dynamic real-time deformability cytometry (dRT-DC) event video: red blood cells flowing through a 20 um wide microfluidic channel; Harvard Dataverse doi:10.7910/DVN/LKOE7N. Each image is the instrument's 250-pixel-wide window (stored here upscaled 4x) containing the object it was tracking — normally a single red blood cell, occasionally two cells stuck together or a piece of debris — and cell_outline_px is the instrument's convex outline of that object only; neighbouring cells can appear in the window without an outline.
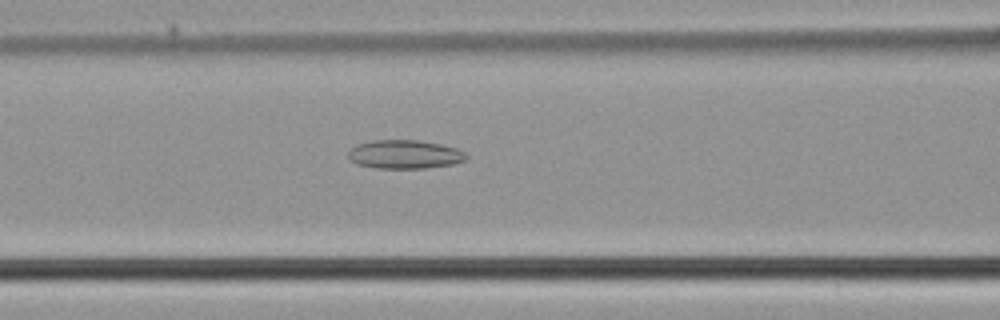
{"species": "common noctule bat (a hibernating species)", "species_latin": "Nyctalus noctula", "temperature_condition": "cold", "stored_images_in_passage": 29, "camera_frame_rate_fps": 3000, "um_per_image_px": 0.085, "animal": {"sex": "male", "body_mass_g": 21.5, "forearm_length_mm": 52.0}, "frame": {"image": 1, "passage_image": 13, "time_ms": 4.0, "image_size_px": [1000, 320], "cell_outline_px": [[468, 156], [464, 160], [452, 164], [424, 168], [376, 168], [356, 164], [348, 156], [348, 152], [356, 144], [372, 140], [416, 140], [440, 144], [456, 148], [464, 152]], "centroid_in_image_um": [34.37, 13.12], "position_along_channel_um": 132.2, "area_um2": 19.59}}
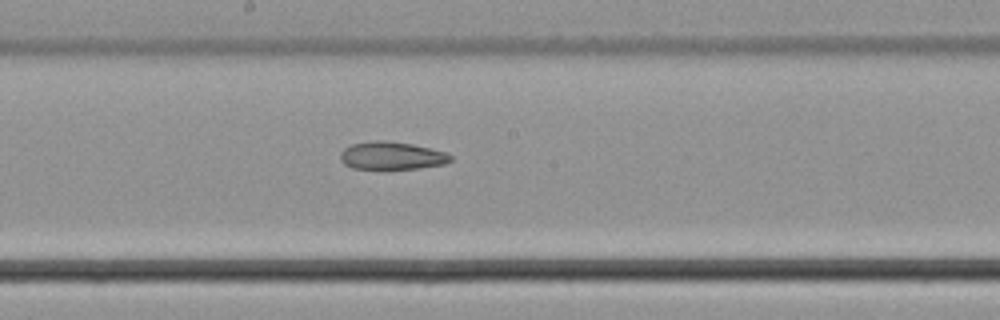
{"frame": {"image": 2, "passage_image": 19, "time_ms": 6.0, "image_size_px": [1000, 320], "cell_outline_px": [[452, 160], [444, 164], [416, 168], [352, 168], [344, 164], [340, 160], [340, 152], [344, 148], [352, 144], [376, 140], [384, 140], [412, 144], [444, 152], [452, 156]], "centroid_in_image_um": [33.26, 13.22], "position_along_channel_um": 214.9, "area_um2": 17.57}}
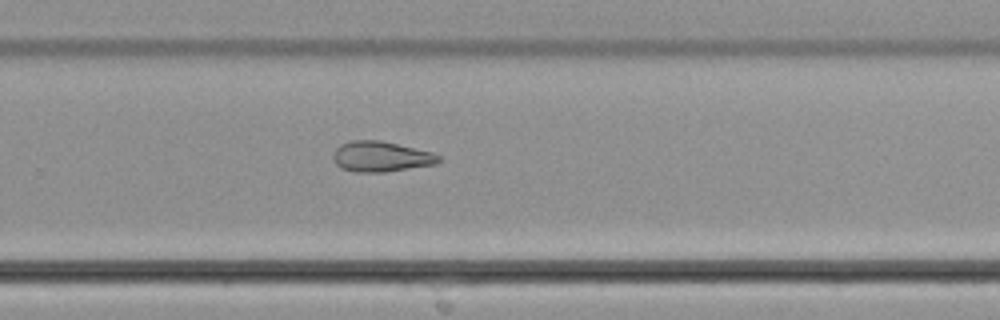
{"frame": {"image": 3, "passage_image": 25, "time_ms": 8.0, "image_size_px": [1000, 320], "cell_outline_px": [[440, 160], [436, 164], [384, 172], [356, 172], [340, 168], [332, 160], [332, 152], [340, 144], [348, 140], [380, 140], [432, 152], [440, 156]], "centroid_in_image_um": [32.32, 13.3], "position_along_channel_um": 297.5, "area_um2": 18.84}}